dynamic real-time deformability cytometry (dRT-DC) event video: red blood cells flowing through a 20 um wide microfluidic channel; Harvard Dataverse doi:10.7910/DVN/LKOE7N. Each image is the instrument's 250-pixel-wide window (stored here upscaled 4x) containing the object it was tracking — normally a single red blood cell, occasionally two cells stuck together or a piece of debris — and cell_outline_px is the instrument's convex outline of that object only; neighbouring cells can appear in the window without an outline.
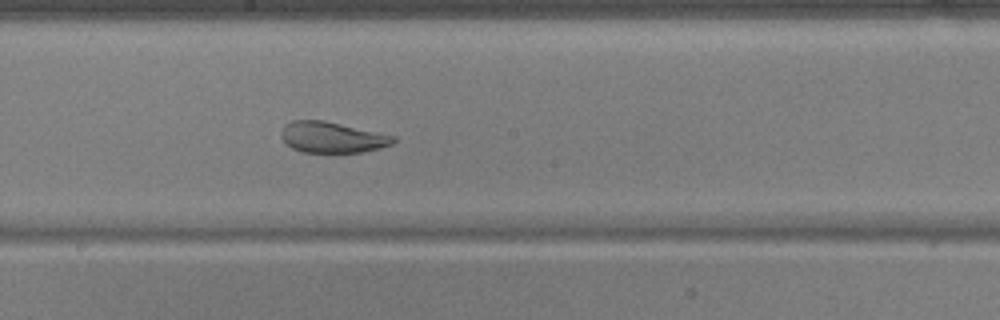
{"species": "common noctule bat (a hibernating species)", "species_latin": "Nyctalus noctula", "temperature_condition": "warm", "stored_images_in_passage": 53, "camera_frame_rate_fps": 3000, "um_per_image_px": 0.085, "animal": {"sex": "male", "body_mass_g": 17.9, "forearm_length_mm": 54.2}, "frame": {"image": 1, "passage_image": 29, "time_ms": 9.333, "image_size_px": [1000, 320], "cell_outline_px": [[396, 140], [392, 144], [380, 148], [364, 152], [300, 152], [292, 148], [280, 136], [280, 132], [284, 124], [292, 120], [324, 120], [396, 136]], "centroid_in_image_um": [28.22, 11.66], "position_along_channel_um": 220.0, "area_um2": 20.29}}
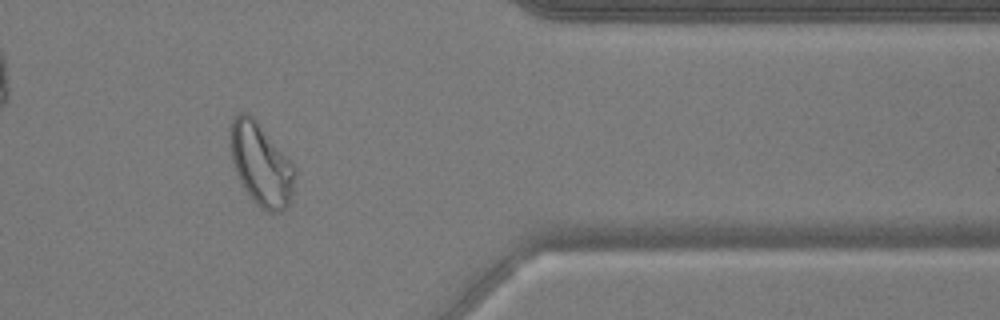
{"frame": {"image": 2, "passage_image": 44, "time_ms": 14.333, "image_size_px": [1000, 320], "cell_outline_px": [[296, 172], [292, 200], [280, 212], [268, 212], [260, 208], [252, 200], [244, 188], [236, 172], [232, 160], [228, 144], [228, 128], [232, 116], [240, 112], [248, 112], [260, 124], [292, 164]], "centroid_in_image_um": [22.13, 13.94], "position_along_channel_um": 389.3, "area_um2": 31.39}}
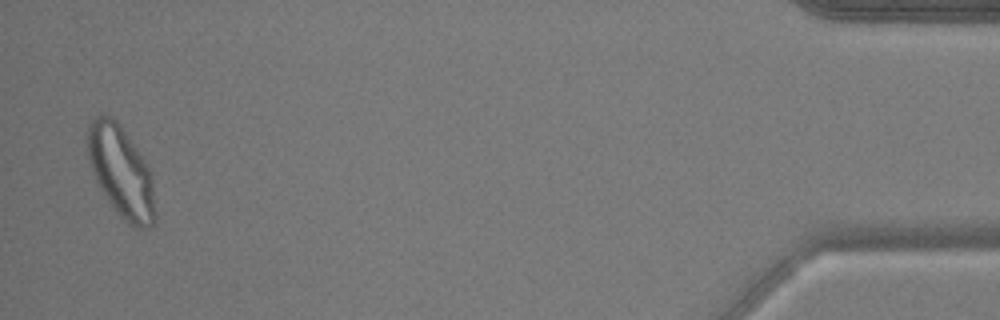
{"frame": {"image": 3, "passage_image": 52, "time_ms": 17.0, "image_size_px": [1000, 320], "cell_outline_px": [[156, 216], [152, 224], [148, 228], [136, 228], [128, 224], [116, 212], [100, 188], [92, 172], [88, 160], [88, 124], [92, 116], [100, 112], [112, 116], [120, 124], [144, 160], [148, 168], [152, 180]], "centroid_in_image_um": [10.26, 14.57], "position_along_channel_um": 424.9, "area_um2": 35.95}, "authors_computed_cell_mechanics": {"area_um2": 28.9578, "velocity_mm_per_s": 3.7146, "shape_relaxation_time_tau1_ms": 7.1246, "shape_relaxation_time_tau2_ms": 0.9531, "deformation_change_tau1": 0.1876, "deformation_change_tau2": 0.0773}}